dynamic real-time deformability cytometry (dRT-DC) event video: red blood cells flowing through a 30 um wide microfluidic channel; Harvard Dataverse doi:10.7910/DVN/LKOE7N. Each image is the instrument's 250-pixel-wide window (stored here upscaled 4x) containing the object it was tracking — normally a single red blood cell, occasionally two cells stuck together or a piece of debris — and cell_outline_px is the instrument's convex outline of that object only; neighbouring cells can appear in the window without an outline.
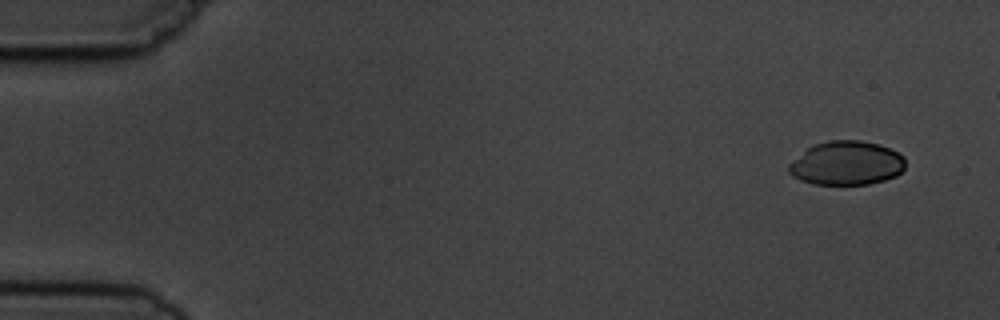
{"species": "common noctule bat (a hibernating species)", "species_latin": "Nyctalus noctula", "temperature_condition": "cold", "stored_images_in_passage": 4, "camera_frame_rate_fps": 3000, "um_per_image_px": 0.085, "animal": {"sex": "male", "body_mass_g": 19.5, "forearm_length_mm": 54.6}, "frame": {"image": 1, "passage_image": 1, "time_ms": 0.0, "image_size_px": [1000, 320], "cell_outline_px": [[904, 168], [896, 176], [884, 180], [868, 184], [812, 184], [800, 180], [792, 176], [788, 172], [788, 164], [808, 148], [816, 144], [828, 140], [860, 140], [880, 144], [904, 156]], "centroid_in_image_um": [71.94, 13.87], "position_along_channel_um": 13.1, "area_um2": 29.77}}